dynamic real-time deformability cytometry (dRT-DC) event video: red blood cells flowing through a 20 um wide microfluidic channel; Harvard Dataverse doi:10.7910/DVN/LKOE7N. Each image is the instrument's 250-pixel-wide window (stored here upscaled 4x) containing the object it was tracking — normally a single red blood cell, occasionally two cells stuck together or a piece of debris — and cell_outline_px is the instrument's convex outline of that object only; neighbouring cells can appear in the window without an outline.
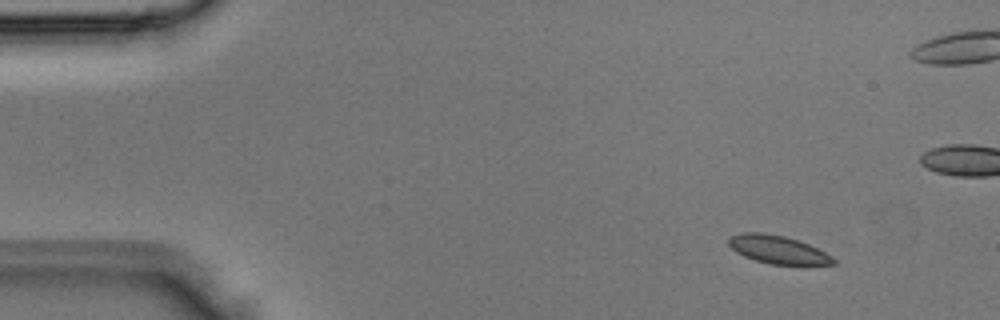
{"species": "Egyptian fruit bat (a non-hibernating species)", "species_latin": "Rousettus aegyptiacus", "temperature_condition": "room temperature", "stored_images_in_passage": 4, "camera_frame_rate_fps": 3000, "um_per_image_px": 0.085, "animal": {"sex": "male"}, "frame": {"image": 1, "passage_image": 1, "time_ms": 0.0, "image_size_px": [1000, 320], "cell_outline_px": [[836, 264], [800, 268], [768, 264], [744, 256], [736, 252], [728, 244], [728, 240], [732, 236], [744, 232], [760, 232], [784, 236], [808, 244], [832, 256], [836, 260]], "centroid_in_image_um": [66.21, 21.29], "position_along_channel_um": 18.8, "area_um2": 17.8}}